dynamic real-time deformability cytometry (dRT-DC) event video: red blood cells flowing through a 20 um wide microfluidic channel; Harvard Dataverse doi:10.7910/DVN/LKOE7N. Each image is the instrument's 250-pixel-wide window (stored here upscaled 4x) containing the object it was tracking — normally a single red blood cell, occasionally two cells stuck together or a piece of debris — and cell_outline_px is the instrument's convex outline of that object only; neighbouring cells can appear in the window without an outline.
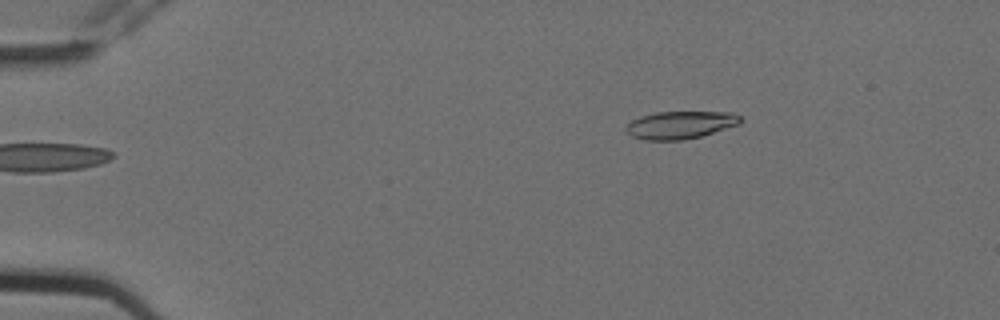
{"species": "Egyptian fruit bat (a non-hibernating species)", "species_latin": "Rousettus aegyptiacus", "temperature_condition": "cold", "stored_images_in_passage": 2, "camera_frame_rate_fps": 3000, "um_per_image_px": 0.085, "animal": {"sex": "female"}, "frame": {"image": 1, "passage_image": 2, "time_ms": 0.333, "image_size_px": [1000, 320], "cell_outline_px": [[744, 120], [740, 124], [700, 136], [680, 140], [644, 140], [632, 136], [624, 128], [632, 120], [640, 116], [656, 112], [732, 112], [740, 116]], "centroid_in_image_um": [57.84, 10.61], "position_along_channel_um": 27.2, "area_um2": 18.38}}